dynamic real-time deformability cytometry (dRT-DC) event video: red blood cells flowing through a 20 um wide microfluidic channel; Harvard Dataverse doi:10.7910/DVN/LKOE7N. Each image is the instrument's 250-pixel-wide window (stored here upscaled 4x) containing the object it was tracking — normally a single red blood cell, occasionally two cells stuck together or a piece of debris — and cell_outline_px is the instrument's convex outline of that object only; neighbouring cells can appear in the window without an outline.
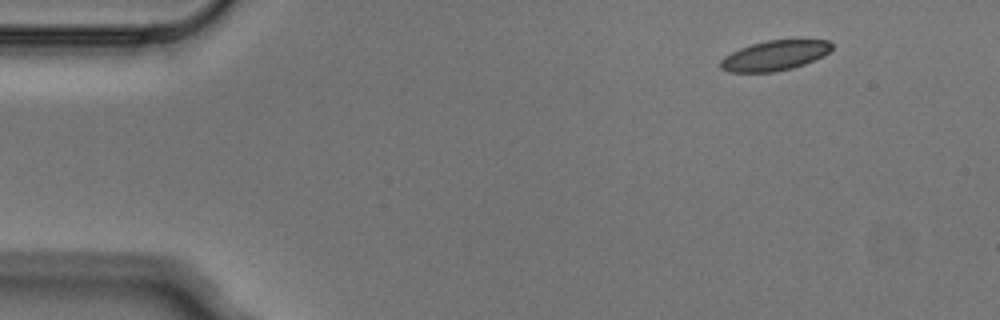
{"species": "Egyptian fruit bat (a non-hibernating species)", "species_latin": "Rousettus aegyptiacus", "temperature_condition": "cold", "stored_images_in_passage": 5, "camera_frame_rate_fps": 3000, "um_per_image_px": 0.085, "animal": {"sex": "male"}, "frame": {"image": 1, "passage_image": 5, "time_ms": 1.333, "image_size_px": [1000, 320], "cell_outline_px": [[832, 48], [824, 56], [804, 64], [792, 68], [772, 72], [728, 72], [720, 68], [720, 60], [724, 56], [740, 48], [752, 44], [768, 40], [828, 40], [832, 44]], "centroid_in_image_um": [65.83, 4.72], "position_along_channel_um": 19.2, "area_um2": 19.36}}